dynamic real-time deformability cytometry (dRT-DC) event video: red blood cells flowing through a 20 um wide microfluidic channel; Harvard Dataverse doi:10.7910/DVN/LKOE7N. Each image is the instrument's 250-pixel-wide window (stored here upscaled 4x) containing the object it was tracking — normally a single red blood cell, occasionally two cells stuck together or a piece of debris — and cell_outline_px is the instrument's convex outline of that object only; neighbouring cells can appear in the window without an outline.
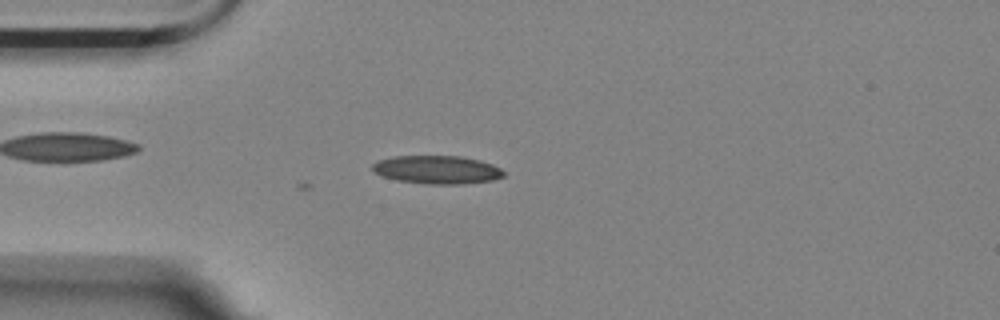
{"species": "Egyptian fruit bat (a non-hibernating species)", "species_latin": "Rousettus aegyptiacus", "temperature_condition": "room temperature", "stored_images_in_passage": 7, "camera_frame_rate_fps": 3000, "um_per_image_px": 0.085, "animal": {"sex": "female"}, "frame": {"image": 1, "passage_image": 1, "time_ms": 0.0, "image_size_px": [1000, 320], "cell_outline_px": [[504, 176], [492, 180], [464, 184], [424, 184], [396, 180], [384, 176], [376, 172], [372, 168], [372, 164], [376, 160], [392, 156], [460, 156], [480, 160], [492, 164], [500, 168], [504, 172]], "centroid_in_image_um": [37.14, 14.42], "position_along_channel_um": 47.9, "area_um2": 21.68}}